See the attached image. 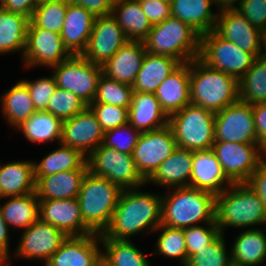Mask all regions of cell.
<instances>
[{
    "label": "cell",
    "mask_w": 266,
    "mask_h": 266,
    "mask_svg": "<svg viewBox=\"0 0 266 266\" xmlns=\"http://www.w3.org/2000/svg\"><path fill=\"white\" fill-rule=\"evenodd\" d=\"M161 210V194L142 192L140 187L122 190L111 222L100 239L128 241L142 232H154L161 225Z\"/></svg>",
    "instance_id": "1"
},
{
    "label": "cell",
    "mask_w": 266,
    "mask_h": 266,
    "mask_svg": "<svg viewBox=\"0 0 266 266\" xmlns=\"http://www.w3.org/2000/svg\"><path fill=\"white\" fill-rule=\"evenodd\" d=\"M216 195L191 186L173 188L162 195L161 224L185 229L215 223Z\"/></svg>",
    "instance_id": "2"
},
{
    "label": "cell",
    "mask_w": 266,
    "mask_h": 266,
    "mask_svg": "<svg viewBox=\"0 0 266 266\" xmlns=\"http://www.w3.org/2000/svg\"><path fill=\"white\" fill-rule=\"evenodd\" d=\"M239 100V80L207 66L199 58L190 61V101L214 113Z\"/></svg>",
    "instance_id": "3"
},
{
    "label": "cell",
    "mask_w": 266,
    "mask_h": 266,
    "mask_svg": "<svg viewBox=\"0 0 266 266\" xmlns=\"http://www.w3.org/2000/svg\"><path fill=\"white\" fill-rule=\"evenodd\" d=\"M215 223L221 234L226 227L253 229L252 225L266 224V211L247 183H232L215 197Z\"/></svg>",
    "instance_id": "4"
},
{
    "label": "cell",
    "mask_w": 266,
    "mask_h": 266,
    "mask_svg": "<svg viewBox=\"0 0 266 266\" xmlns=\"http://www.w3.org/2000/svg\"><path fill=\"white\" fill-rule=\"evenodd\" d=\"M121 192L122 189L108 179L87 172L77 199L84 224L93 233L101 235L107 229Z\"/></svg>",
    "instance_id": "5"
},
{
    "label": "cell",
    "mask_w": 266,
    "mask_h": 266,
    "mask_svg": "<svg viewBox=\"0 0 266 266\" xmlns=\"http://www.w3.org/2000/svg\"><path fill=\"white\" fill-rule=\"evenodd\" d=\"M143 42L146 52L173 57L181 64L198 58L200 53V35L173 16L153 25Z\"/></svg>",
    "instance_id": "6"
},
{
    "label": "cell",
    "mask_w": 266,
    "mask_h": 266,
    "mask_svg": "<svg viewBox=\"0 0 266 266\" xmlns=\"http://www.w3.org/2000/svg\"><path fill=\"white\" fill-rule=\"evenodd\" d=\"M177 147L189 151L211 149L214 143L215 113L193 104L169 116Z\"/></svg>",
    "instance_id": "7"
},
{
    "label": "cell",
    "mask_w": 266,
    "mask_h": 266,
    "mask_svg": "<svg viewBox=\"0 0 266 266\" xmlns=\"http://www.w3.org/2000/svg\"><path fill=\"white\" fill-rule=\"evenodd\" d=\"M88 171L122 190L144 187L146 180L137 170L133 156L101 144L87 156Z\"/></svg>",
    "instance_id": "8"
},
{
    "label": "cell",
    "mask_w": 266,
    "mask_h": 266,
    "mask_svg": "<svg viewBox=\"0 0 266 266\" xmlns=\"http://www.w3.org/2000/svg\"><path fill=\"white\" fill-rule=\"evenodd\" d=\"M207 66L225 72L238 80L252 66L255 56L220 37L214 30L200 36L198 57Z\"/></svg>",
    "instance_id": "9"
},
{
    "label": "cell",
    "mask_w": 266,
    "mask_h": 266,
    "mask_svg": "<svg viewBox=\"0 0 266 266\" xmlns=\"http://www.w3.org/2000/svg\"><path fill=\"white\" fill-rule=\"evenodd\" d=\"M50 68H53L57 87L75 94L88 106L93 102L102 76L100 65L93 64L82 55H72Z\"/></svg>",
    "instance_id": "10"
},
{
    "label": "cell",
    "mask_w": 266,
    "mask_h": 266,
    "mask_svg": "<svg viewBox=\"0 0 266 266\" xmlns=\"http://www.w3.org/2000/svg\"><path fill=\"white\" fill-rule=\"evenodd\" d=\"M211 149L232 183H246L266 156L259 144L214 141Z\"/></svg>",
    "instance_id": "11"
},
{
    "label": "cell",
    "mask_w": 266,
    "mask_h": 266,
    "mask_svg": "<svg viewBox=\"0 0 266 266\" xmlns=\"http://www.w3.org/2000/svg\"><path fill=\"white\" fill-rule=\"evenodd\" d=\"M176 148L177 143L169 125L141 132L132 154L141 176L147 181Z\"/></svg>",
    "instance_id": "12"
},
{
    "label": "cell",
    "mask_w": 266,
    "mask_h": 266,
    "mask_svg": "<svg viewBox=\"0 0 266 266\" xmlns=\"http://www.w3.org/2000/svg\"><path fill=\"white\" fill-rule=\"evenodd\" d=\"M214 141L258 144L252 105L238 100L216 112Z\"/></svg>",
    "instance_id": "13"
},
{
    "label": "cell",
    "mask_w": 266,
    "mask_h": 266,
    "mask_svg": "<svg viewBox=\"0 0 266 266\" xmlns=\"http://www.w3.org/2000/svg\"><path fill=\"white\" fill-rule=\"evenodd\" d=\"M72 54L63 43L60 33L28 25L26 47L23 54L24 65L29 67L58 65Z\"/></svg>",
    "instance_id": "14"
},
{
    "label": "cell",
    "mask_w": 266,
    "mask_h": 266,
    "mask_svg": "<svg viewBox=\"0 0 266 266\" xmlns=\"http://www.w3.org/2000/svg\"><path fill=\"white\" fill-rule=\"evenodd\" d=\"M15 257L40 259L44 264L55 254L67 236L57 227L41 221L39 218L21 232Z\"/></svg>",
    "instance_id": "15"
},
{
    "label": "cell",
    "mask_w": 266,
    "mask_h": 266,
    "mask_svg": "<svg viewBox=\"0 0 266 266\" xmlns=\"http://www.w3.org/2000/svg\"><path fill=\"white\" fill-rule=\"evenodd\" d=\"M127 41L126 34L111 14L98 16L82 56L93 64L102 66Z\"/></svg>",
    "instance_id": "16"
},
{
    "label": "cell",
    "mask_w": 266,
    "mask_h": 266,
    "mask_svg": "<svg viewBox=\"0 0 266 266\" xmlns=\"http://www.w3.org/2000/svg\"><path fill=\"white\" fill-rule=\"evenodd\" d=\"M104 131L89 106L62 124L61 144L88 156L103 144Z\"/></svg>",
    "instance_id": "17"
},
{
    "label": "cell",
    "mask_w": 266,
    "mask_h": 266,
    "mask_svg": "<svg viewBox=\"0 0 266 266\" xmlns=\"http://www.w3.org/2000/svg\"><path fill=\"white\" fill-rule=\"evenodd\" d=\"M100 234L69 236L44 266H101Z\"/></svg>",
    "instance_id": "18"
},
{
    "label": "cell",
    "mask_w": 266,
    "mask_h": 266,
    "mask_svg": "<svg viewBox=\"0 0 266 266\" xmlns=\"http://www.w3.org/2000/svg\"><path fill=\"white\" fill-rule=\"evenodd\" d=\"M39 219L57 227L67 237L93 233L84 224L77 198L39 200Z\"/></svg>",
    "instance_id": "19"
},
{
    "label": "cell",
    "mask_w": 266,
    "mask_h": 266,
    "mask_svg": "<svg viewBox=\"0 0 266 266\" xmlns=\"http://www.w3.org/2000/svg\"><path fill=\"white\" fill-rule=\"evenodd\" d=\"M214 31L243 51L250 52L255 57L260 56L262 31L235 9L218 12Z\"/></svg>",
    "instance_id": "20"
},
{
    "label": "cell",
    "mask_w": 266,
    "mask_h": 266,
    "mask_svg": "<svg viewBox=\"0 0 266 266\" xmlns=\"http://www.w3.org/2000/svg\"><path fill=\"white\" fill-rule=\"evenodd\" d=\"M146 55L144 42L128 40L102 66V74L109 79L133 85Z\"/></svg>",
    "instance_id": "21"
},
{
    "label": "cell",
    "mask_w": 266,
    "mask_h": 266,
    "mask_svg": "<svg viewBox=\"0 0 266 266\" xmlns=\"http://www.w3.org/2000/svg\"><path fill=\"white\" fill-rule=\"evenodd\" d=\"M231 184L212 149L193 151L191 187L217 195Z\"/></svg>",
    "instance_id": "22"
},
{
    "label": "cell",
    "mask_w": 266,
    "mask_h": 266,
    "mask_svg": "<svg viewBox=\"0 0 266 266\" xmlns=\"http://www.w3.org/2000/svg\"><path fill=\"white\" fill-rule=\"evenodd\" d=\"M155 96L169 117L180 111L190 101V62L181 64L157 88Z\"/></svg>",
    "instance_id": "23"
},
{
    "label": "cell",
    "mask_w": 266,
    "mask_h": 266,
    "mask_svg": "<svg viewBox=\"0 0 266 266\" xmlns=\"http://www.w3.org/2000/svg\"><path fill=\"white\" fill-rule=\"evenodd\" d=\"M87 172L88 164L86 162L80 169L40 177L35 182L38 200L77 198Z\"/></svg>",
    "instance_id": "24"
},
{
    "label": "cell",
    "mask_w": 266,
    "mask_h": 266,
    "mask_svg": "<svg viewBox=\"0 0 266 266\" xmlns=\"http://www.w3.org/2000/svg\"><path fill=\"white\" fill-rule=\"evenodd\" d=\"M95 18L85 8L68 4L60 36L72 55H82L85 51Z\"/></svg>",
    "instance_id": "25"
},
{
    "label": "cell",
    "mask_w": 266,
    "mask_h": 266,
    "mask_svg": "<svg viewBox=\"0 0 266 266\" xmlns=\"http://www.w3.org/2000/svg\"><path fill=\"white\" fill-rule=\"evenodd\" d=\"M193 151L177 147L164 160L146 184L160 185L161 187L178 188L190 186L192 174Z\"/></svg>",
    "instance_id": "26"
},
{
    "label": "cell",
    "mask_w": 266,
    "mask_h": 266,
    "mask_svg": "<svg viewBox=\"0 0 266 266\" xmlns=\"http://www.w3.org/2000/svg\"><path fill=\"white\" fill-rule=\"evenodd\" d=\"M168 119L155 93L133 92L128 109L130 125L140 132H148L165 127L168 125Z\"/></svg>",
    "instance_id": "27"
},
{
    "label": "cell",
    "mask_w": 266,
    "mask_h": 266,
    "mask_svg": "<svg viewBox=\"0 0 266 266\" xmlns=\"http://www.w3.org/2000/svg\"><path fill=\"white\" fill-rule=\"evenodd\" d=\"M180 65L181 63L173 57L146 52L132 85L133 92L155 93L158 86Z\"/></svg>",
    "instance_id": "28"
},
{
    "label": "cell",
    "mask_w": 266,
    "mask_h": 266,
    "mask_svg": "<svg viewBox=\"0 0 266 266\" xmlns=\"http://www.w3.org/2000/svg\"><path fill=\"white\" fill-rule=\"evenodd\" d=\"M211 6L213 0H173L171 16L187 23L201 36L214 30L218 13Z\"/></svg>",
    "instance_id": "29"
},
{
    "label": "cell",
    "mask_w": 266,
    "mask_h": 266,
    "mask_svg": "<svg viewBox=\"0 0 266 266\" xmlns=\"http://www.w3.org/2000/svg\"><path fill=\"white\" fill-rule=\"evenodd\" d=\"M35 192L34 161L0 164V199Z\"/></svg>",
    "instance_id": "30"
},
{
    "label": "cell",
    "mask_w": 266,
    "mask_h": 266,
    "mask_svg": "<svg viewBox=\"0 0 266 266\" xmlns=\"http://www.w3.org/2000/svg\"><path fill=\"white\" fill-rule=\"evenodd\" d=\"M232 244L233 266H258L266 260V234L260 228L242 230Z\"/></svg>",
    "instance_id": "31"
},
{
    "label": "cell",
    "mask_w": 266,
    "mask_h": 266,
    "mask_svg": "<svg viewBox=\"0 0 266 266\" xmlns=\"http://www.w3.org/2000/svg\"><path fill=\"white\" fill-rule=\"evenodd\" d=\"M111 15L128 40L143 42L152 28L138 0H121L113 3Z\"/></svg>",
    "instance_id": "32"
},
{
    "label": "cell",
    "mask_w": 266,
    "mask_h": 266,
    "mask_svg": "<svg viewBox=\"0 0 266 266\" xmlns=\"http://www.w3.org/2000/svg\"><path fill=\"white\" fill-rule=\"evenodd\" d=\"M0 107L2 115L15 130L36 112L30 92L22 81H18L1 96Z\"/></svg>",
    "instance_id": "33"
},
{
    "label": "cell",
    "mask_w": 266,
    "mask_h": 266,
    "mask_svg": "<svg viewBox=\"0 0 266 266\" xmlns=\"http://www.w3.org/2000/svg\"><path fill=\"white\" fill-rule=\"evenodd\" d=\"M29 23L28 17L0 7V55L22 51L23 56Z\"/></svg>",
    "instance_id": "34"
},
{
    "label": "cell",
    "mask_w": 266,
    "mask_h": 266,
    "mask_svg": "<svg viewBox=\"0 0 266 266\" xmlns=\"http://www.w3.org/2000/svg\"><path fill=\"white\" fill-rule=\"evenodd\" d=\"M6 199L7 202L0 205V210L9 227L24 230L39 218V200L36 192Z\"/></svg>",
    "instance_id": "35"
},
{
    "label": "cell",
    "mask_w": 266,
    "mask_h": 266,
    "mask_svg": "<svg viewBox=\"0 0 266 266\" xmlns=\"http://www.w3.org/2000/svg\"><path fill=\"white\" fill-rule=\"evenodd\" d=\"M59 148L49 152L42 160L34 162V180L63 171L80 169L87 157L79 150L64 146L59 143Z\"/></svg>",
    "instance_id": "36"
},
{
    "label": "cell",
    "mask_w": 266,
    "mask_h": 266,
    "mask_svg": "<svg viewBox=\"0 0 266 266\" xmlns=\"http://www.w3.org/2000/svg\"><path fill=\"white\" fill-rule=\"evenodd\" d=\"M63 121L47 111H36L29 119L25 120L17 130L32 142H52L57 140L58 144L62 138Z\"/></svg>",
    "instance_id": "37"
},
{
    "label": "cell",
    "mask_w": 266,
    "mask_h": 266,
    "mask_svg": "<svg viewBox=\"0 0 266 266\" xmlns=\"http://www.w3.org/2000/svg\"><path fill=\"white\" fill-rule=\"evenodd\" d=\"M105 266H151L150 261L131 240L101 239Z\"/></svg>",
    "instance_id": "38"
},
{
    "label": "cell",
    "mask_w": 266,
    "mask_h": 266,
    "mask_svg": "<svg viewBox=\"0 0 266 266\" xmlns=\"http://www.w3.org/2000/svg\"><path fill=\"white\" fill-rule=\"evenodd\" d=\"M239 100L250 105L266 103V59L256 57L239 79Z\"/></svg>",
    "instance_id": "39"
},
{
    "label": "cell",
    "mask_w": 266,
    "mask_h": 266,
    "mask_svg": "<svg viewBox=\"0 0 266 266\" xmlns=\"http://www.w3.org/2000/svg\"><path fill=\"white\" fill-rule=\"evenodd\" d=\"M67 7L66 0H51L40 3L33 11L30 23L34 27L61 33Z\"/></svg>",
    "instance_id": "40"
},
{
    "label": "cell",
    "mask_w": 266,
    "mask_h": 266,
    "mask_svg": "<svg viewBox=\"0 0 266 266\" xmlns=\"http://www.w3.org/2000/svg\"><path fill=\"white\" fill-rule=\"evenodd\" d=\"M161 229V234L156 241V250L153 255L161 254L168 258H176L181 261V266L187 264V250L184 230L160 225L154 232Z\"/></svg>",
    "instance_id": "41"
},
{
    "label": "cell",
    "mask_w": 266,
    "mask_h": 266,
    "mask_svg": "<svg viewBox=\"0 0 266 266\" xmlns=\"http://www.w3.org/2000/svg\"><path fill=\"white\" fill-rule=\"evenodd\" d=\"M132 94L133 88L131 85L109 79L102 74L92 103L112 104L129 109Z\"/></svg>",
    "instance_id": "42"
},
{
    "label": "cell",
    "mask_w": 266,
    "mask_h": 266,
    "mask_svg": "<svg viewBox=\"0 0 266 266\" xmlns=\"http://www.w3.org/2000/svg\"><path fill=\"white\" fill-rule=\"evenodd\" d=\"M224 238L220 234L210 245L193 254L185 266H233Z\"/></svg>",
    "instance_id": "43"
},
{
    "label": "cell",
    "mask_w": 266,
    "mask_h": 266,
    "mask_svg": "<svg viewBox=\"0 0 266 266\" xmlns=\"http://www.w3.org/2000/svg\"><path fill=\"white\" fill-rule=\"evenodd\" d=\"M87 106L75 94L57 87L50 98L46 111L64 121L83 111Z\"/></svg>",
    "instance_id": "44"
},
{
    "label": "cell",
    "mask_w": 266,
    "mask_h": 266,
    "mask_svg": "<svg viewBox=\"0 0 266 266\" xmlns=\"http://www.w3.org/2000/svg\"><path fill=\"white\" fill-rule=\"evenodd\" d=\"M140 134L139 130L127 123L105 131L103 145L132 155Z\"/></svg>",
    "instance_id": "45"
},
{
    "label": "cell",
    "mask_w": 266,
    "mask_h": 266,
    "mask_svg": "<svg viewBox=\"0 0 266 266\" xmlns=\"http://www.w3.org/2000/svg\"><path fill=\"white\" fill-rule=\"evenodd\" d=\"M183 229L186 241L187 261L200 249L210 245L221 233L216 223H207Z\"/></svg>",
    "instance_id": "46"
},
{
    "label": "cell",
    "mask_w": 266,
    "mask_h": 266,
    "mask_svg": "<svg viewBox=\"0 0 266 266\" xmlns=\"http://www.w3.org/2000/svg\"><path fill=\"white\" fill-rule=\"evenodd\" d=\"M89 107L104 132L128 123V108L105 103H91Z\"/></svg>",
    "instance_id": "47"
},
{
    "label": "cell",
    "mask_w": 266,
    "mask_h": 266,
    "mask_svg": "<svg viewBox=\"0 0 266 266\" xmlns=\"http://www.w3.org/2000/svg\"><path fill=\"white\" fill-rule=\"evenodd\" d=\"M21 81L27 86L36 111H46L50 98L57 88L54 76Z\"/></svg>",
    "instance_id": "48"
},
{
    "label": "cell",
    "mask_w": 266,
    "mask_h": 266,
    "mask_svg": "<svg viewBox=\"0 0 266 266\" xmlns=\"http://www.w3.org/2000/svg\"><path fill=\"white\" fill-rule=\"evenodd\" d=\"M254 27L266 29V0H242L235 9Z\"/></svg>",
    "instance_id": "49"
},
{
    "label": "cell",
    "mask_w": 266,
    "mask_h": 266,
    "mask_svg": "<svg viewBox=\"0 0 266 266\" xmlns=\"http://www.w3.org/2000/svg\"><path fill=\"white\" fill-rule=\"evenodd\" d=\"M150 24L157 25L171 16L170 4L159 0H138Z\"/></svg>",
    "instance_id": "50"
},
{
    "label": "cell",
    "mask_w": 266,
    "mask_h": 266,
    "mask_svg": "<svg viewBox=\"0 0 266 266\" xmlns=\"http://www.w3.org/2000/svg\"><path fill=\"white\" fill-rule=\"evenodd\" d=\"M246 183L258 194L266 211V156L260 161L257 169Z\"/></svg>",
    "instance_id": "51"
},
{
    "label": "cell",
    "mask_w": 266,
    "mask_h": 266,
    "mask_svg": "<svg viewBox=\"0 0 266 266\" xmlns=\"http://www.w3.org/2000/svg\"><path fill=\"white\" fill-rule=\"evenodd\" d=\"M252 110L258 144L266 154V103L254 104Z\"/></svg>",
    "instance_id": "52"
},
{
    "label": "cell",
    "mask_w": 266,
    "mask_h": 266,
    "mask_svg": "<svg viewBox=\"0 0 266 266\" xmlns=\"http://www.w3.org/2000/svg\"><path fill=\"white\" fill-rule=\"evenodd\" d=\"M66 2L85 8L95 17L111 14L113 5L109 0H66Z\"/></svg>",
    "instance_id": "53"
},
{
    "label": "cell",
    "mask_w": 266,
    "mask_h": 266,
    "mask_svg": "<svg viewBox=\"0 0 266 266\" xmlns=\"http://www.w3.org/2000/svg\"><path fill=\"white\" fill-rule=\"evenodd\" d=\"M36 6V0H0V7L3 10L24 15L29 19Z\"/></svg>",
    "instance_id": "54"
},
{
    "label": "cell",
    "mask_w": 266,
    "mask_h": 266,
    "mask_svg": "<svg viewBox=\"0 0 266 266\" xmlns=\"http://www.w3.org/2000/svg\"><path fill=\"white\" fill-rule=\"evenodd\" d=\"M9 226L3 219L1 210H0V262L10 263V234H9Z\"/></svg>",
    "instance_id": "55"
},
{
    "label": "cell",
    "mask_w": 266,
    "mask_h": 266,
    "mask_svg": "<svg viewBox=\"0 0 266 266\" xmlns=\"http://www.w3.org/2000/svg\"><path fill=\"white\" fill-rule=\"evenodd\" d=\"M242 0H213V4L216 5L215 7L218 10V12L224 11V10H234L237 8V5Z\"/></svg>",
    "instance_id": "56"
},
{
    "label": "cell",
    "mask_w": 266,
    "mask_h": 266,
    "mask_svg": "<svg viewBox=\"0 0 266 266\" xmlns=\"http://www.w3.org/2000/svg\"><path fill=\"white\" fill-rule=\"evenodd\" d=\"M263 50V51H262ZM260 56L266 59V29L261 33V53Z\"/></svg>",
    "instance_id": "57"
},
{
    "label": "cell",
    "mask_w": 266,
    "mask_h": 266,
    "mask_svg": "<svg viewBox=\"0 0 266 266\" xmlns=\"http://www.w3.org/2000/svg\"><path fill=\"white\" fill-rule=\"evenodd\" d=\"M47 1H51V0H36V4H40V3H43V2H47Z\"/></svg>",
    "instance_id": "58"
},
{
    "label": "cell",
    "mask_w": 266,
    "mask_h": 266,
    "mask_svg": "<svg viewBox=\"0 0 266 266\" xmlns=\"http://www.w3.org/2000/svg\"><path fill=\"white\" fill-rule=\"evenodd\" d=\"M159 1H163V2H166L168 4H171L173 0H159Z\"/></svg>",
    "instance_id": "59"
},
{
    "label": "cell",
    "mask_w": 266,
    "mask_h": 266,
    "mask_svg": "<svg viewBox=\"0 0 266 266\" xmlns=\"http://www.w3.org/2000/svg\"><path fill=\"white\" fill-rule=\"evenodd\" d=\"M0 266H9L7 262H0Z\"/></svg>",
    "instance_id": "60"
},
{
    "label": "cell",
    "mask_w": 266,
    "mask_h": 266,
    "mask_svg": "<svg viewBox=\"0 0 266 266\" xmlns=\"http://www.w3.org/2000/svg\"><path fill=\"white\" fill-rule=\"evenodd\" d=\"M109 1L113 4V3H116V2L121 1V0H109Z\"/></svg>",
    "instance_id": "61"
}]
</instances>
